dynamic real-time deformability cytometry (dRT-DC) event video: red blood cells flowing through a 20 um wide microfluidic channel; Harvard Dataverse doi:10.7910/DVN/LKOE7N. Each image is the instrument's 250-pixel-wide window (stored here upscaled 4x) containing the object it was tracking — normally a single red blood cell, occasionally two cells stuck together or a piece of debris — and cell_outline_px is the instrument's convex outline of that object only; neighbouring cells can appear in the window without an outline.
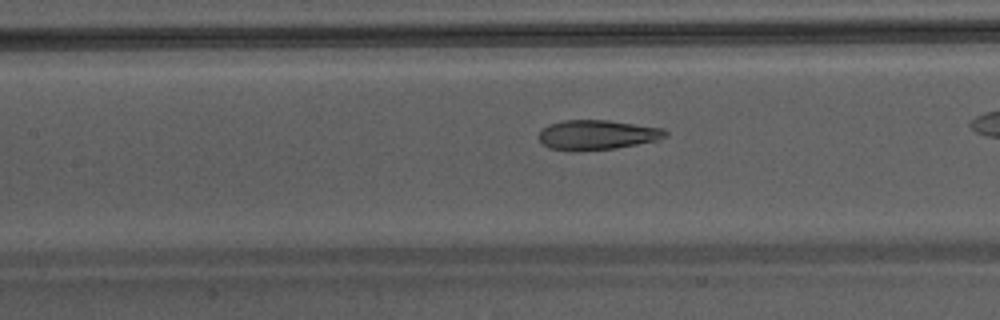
{"species": "Egyptian fruit bat (a non-hibernating species)", "species_latin": "Rousettus aegyptiacus", "temperature_condition": "warm", "stored_images_in_passage": 23, "camera_frame_rate_fps": 3000, "um_per_image_px": 0.085, "animal": {"sex": "male"}, "frame": {"image": 1, "passage_image": 7, "time_ms": 2.0, "image_size_px": [1000, 320], "cell_outline_px": [[668, 136], [656, 140], [616, 148], [548, 148], [540, 140], [540, 128], [548, 124], [564, 120], [608, 120], [664, 128], [668, 132]], "centroid_in_image_um": [50.8, 11.41], "position_along_channel_um": 156.6, "area_um2": 21.15}}
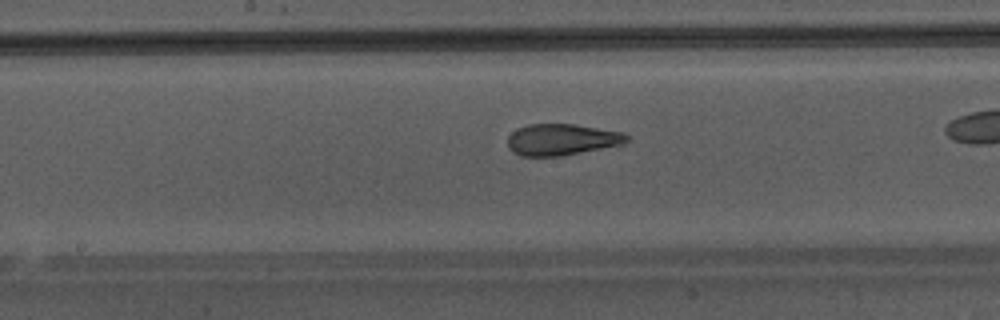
{"frame": {"image": 2, "passage_image": 10, "time_ms": 3.0, "image_size_px": [1000, 320], "cell_outline_px": [[628, 140], [620, 148], [560, 156], [520, 156], [512, 152], [508, 148], [508, 136], [516, 128], [528, 124], [572, 124], [624, 132], [628, 136]], "centroid_in_image_um": [47.83, 11.89], "position_along_channel_um": 200.4, "area_um2": 22.6}}